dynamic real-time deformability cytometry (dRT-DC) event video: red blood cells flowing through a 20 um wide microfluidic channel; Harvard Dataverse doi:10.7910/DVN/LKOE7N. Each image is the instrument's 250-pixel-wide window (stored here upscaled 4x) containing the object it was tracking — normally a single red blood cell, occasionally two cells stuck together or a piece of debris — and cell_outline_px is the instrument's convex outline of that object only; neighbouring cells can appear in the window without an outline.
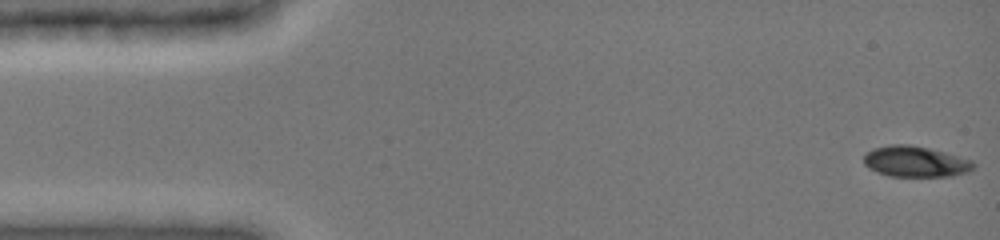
{"species": "common noctule bat (a hibernating species)", "species_latin": "Nyctalus noctula", "temperature_condition": "cold", "stored_images_in_passage": 10, "camera_frame_rate_fps": 3000, "um_per_image_px": 0.085, "animal": {"sex": "female", "body_mass_g": 19.0, "forearm_length_mm": 51.5}, "frame": {"image": 1, "passage_image": 1, "time_ms": 0.0, "image_size_px": [1000, 240], "cell_outline_px": [[976, 164], [972, 168], [964, 172], [948, 176], [892, 176], [880, 172], [864, 164], [864, 152], [872, 148], [888, 144], [908, 144], [928, 148], [944, 152], [972, 160]], "centroid_in_image_um": [77.77, 13.71], "position_along_channel_um": 7.2, "area_um2": 19.42}}
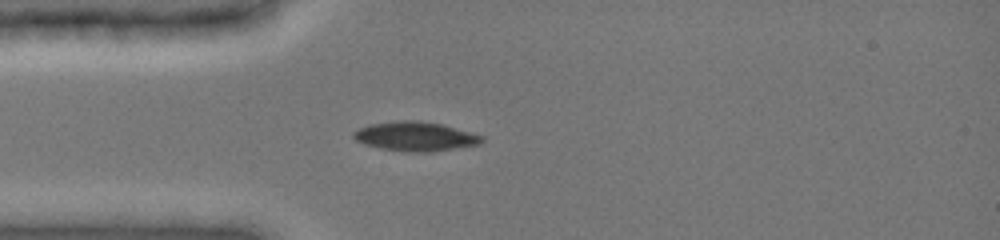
{"frame": {"image": 2, "passage_image": 10, "time_ms": 3.0, "image_size_px": [1000, 240], "cell_outline_px": [[484, 140], [480, 144], [424, 152], [404, 152], [384, 148], [368, 144], [356, 140], [352, 136], [352, 132], [368, 124], [396, 120], [420, 120], [440, 124], [484, 136]], "centroid_in_image_um": [35.28, 11.57], "position_along_channel_um": 49.7, "area_um2": 21.56}}